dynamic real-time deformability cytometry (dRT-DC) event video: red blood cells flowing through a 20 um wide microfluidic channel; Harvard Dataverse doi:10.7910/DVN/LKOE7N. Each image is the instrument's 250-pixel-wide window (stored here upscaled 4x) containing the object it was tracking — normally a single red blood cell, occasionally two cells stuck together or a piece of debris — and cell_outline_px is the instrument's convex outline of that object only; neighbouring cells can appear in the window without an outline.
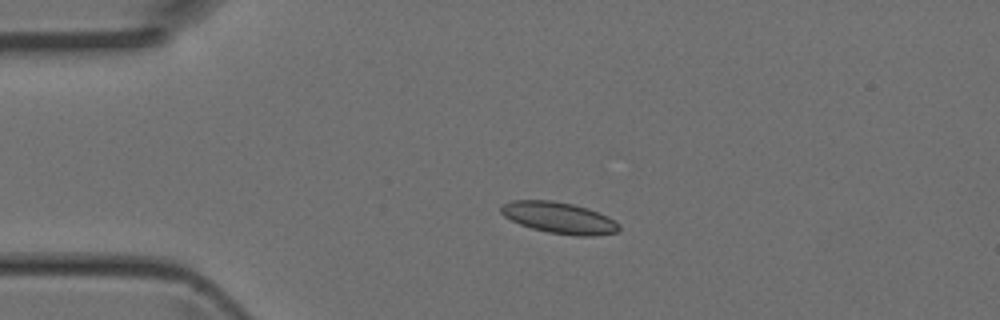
{"species": "Egyptian fruit bat (a non-hibernating species)", "species_latin": "Rousettus aegyptiacus", "temperature_condition": "room temperature", "stored_images_in_passage": 6, "camera_frame_rate_fps": 3000, "um_per_image_px": 0.085, "animal": {"sex": "female"}, "frame": {"image": 1, "passage_image": 3, "time_ms": 0.667, "image_size_px": [1000, 320], "cell_outline_px": [[620, 228], [616, 232], [592, 236], [576, 236], [548, 232], [532, 228], [520, 224], [504, 216], [500, 212], [500, 208], [504, 204], [512, 200], [552, 200], [572, 204], [588, 208], [608, 216], [620, 224]], "centroid_in_image_um": [47.54, 18.51], "position_along_channel_um": 37.5, "area_um2": 21.5}}
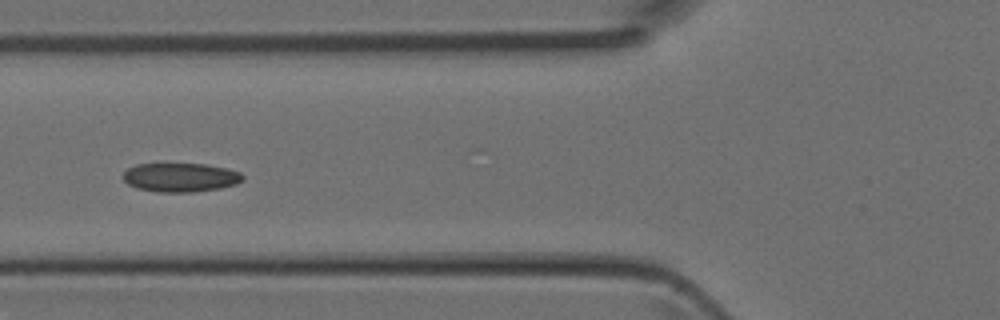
{"frame": {"image": 2, "passage_image": 5, "time_ms": 1.333, "image_size_px": [1000, 320], "cell_outline_px": [[244, 180], [236, 184], [220, 188], [192, 192], [156, 192], [136, 188], [128, 184], [124, 180], [124, 172], [128, 168], [136, 164], [204, 164], [228, 168], [240, 172], [244, 176]], "centroid_in_image_um": [15.36, 15.08], "position_along_channel_um": 110.4, "area_um2": 20.23}}
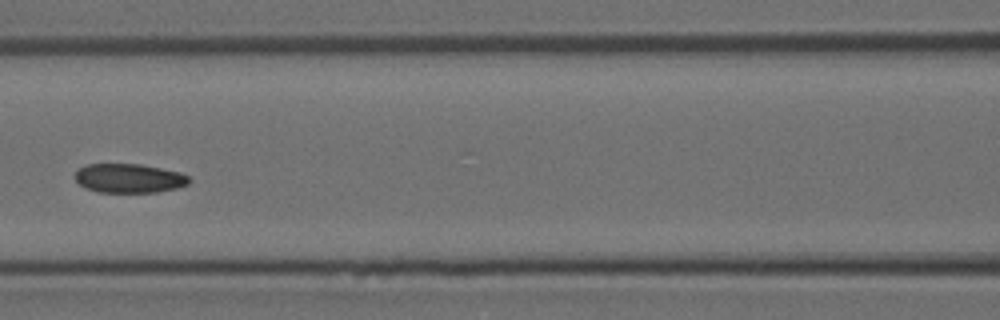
{"frame": {"image": 3, "passage_image": 6, "time_ms": 1.667, "image_size_px": [1000, 320], "cell_outline_px": [[192, 180], [188, 184], [176, 188], [156, 192], [96, 192], [84, 188], [76, 180], [76, 172], [80, 168], [88, 164], [140, 164], [180, 172], [188, 176]], "centroid_in_image_um": [10.98, 15.16], "position_along_channel_um": 155.6, "area_um2": 19.31}}